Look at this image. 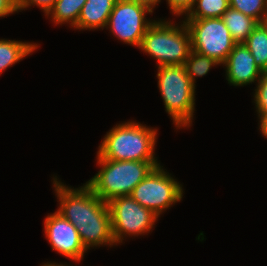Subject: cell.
Segmentation results:
<instances>
[{
    "instance_id": "1",
    "label": "cell",
    "mask_w": 267,
    "mask_h": 266,
    "mask_svg": "<svg viewBox=\"0 0 267 266\" xmlns=\"http://www.w3.org/2000/svg\"><path fill=\"white\" fill-rule=\"evenodd\" d=\"M52 181L59 202L57 212L76 227L84 247L91 250L90 247L116 246L108 203L96 196L86 183L72 188L57 176Z\"/></svg>"
},
{
    "instance_id": "2",
    "label": "cell",
    "mask_w": 267,
    "mask_h": 266,
    "mask_svg": "<svg viewBox=\"0 0 267 266\" xmlns=\"http://www.w3.org/2000/svg\"><path fill=\"white\" fill-rule=\"evenodd\" d=\"M157 128L127 121L112 127L98 147L103 159L116 161H158L155 157Z\"/></svg>"
},
{
    "instance_id": "3",
    "label": "cell",
    "mask_w": 267,
    "mask_h": 266,
    "mask_svg": "<svg viewBox=\"0 0 267 266\" xmlns=\"http://www.w3.org/2000/svg\"><path fill=\"white\" fill-rule=\"evenodd\" d=\"M101 168L86 184L102 201L118 196H130L133 189L157 166L159 161H116L103 159L98 153Z\"/></svg>"
},
{
    "instance_id": "4",
    "label": "cell",
    "mask_w": 267,
    "mask_h": 266,
    "mask_svg": "<svg viewBox=\"0 0 267 266\" xmlns=\"http://www.w3.org/2000/svg\"><path fill=\"white\" fill-rule=\"evenodd\" d=\"M158 88L172 124L176 129L189 128L195 111V89L184 65L157 67ZM176 125V126H175Z\"/></svg>"
},
{
    "instance_id": "5",
    "label": "cell",
    "mask_w": 267,
    "mask_h": 266,
    "mask_svg": "<svg viewBox=\"0 0 267 266\" xmlns=\"http://www.w3.org/2000/svg\"><path fill=\"white\" fill-rule=\"evenodd\" d=\"M155 20L146 30L139 49L156 59L157 67L184 65L191 51V35L184 23Z\"/></svg>"
},
{
    "instance_id": "6",
    "label": "cell",
    "mask_w": 267,
    "mask_h": 266,
    "mask_svg": "<svg viewBox=\"0 0 267 266\" xmlns=\"http://www.w3.org/2000/svg\"><path fill=\"white\" fill-rule=\"evenodd\" d=\"M165 170L161 165L155 167L130 194L141 206L159 217L180 202L184 193L183 185Z\"/></svg>"
},
{
    "instance_id": "7",
    "label": "cell",
    "mask_w": 267,
    "mask_h": 266,
    "mask_svg": "<svg viewBox=\"0 0 267 266\" xmlns=\"http://www.w3.org/2000/svg\"><path fill=\"white\" fill-rule=\"evenodd\" d=\"M108 207L116 246L121 245L127 237L148 235L159 218L152 210L141 206L131 196L115 197L108 202Z\"/></svg>"
},
{
    "instance_id": "8",
    "label": "cell",
    "mask_w": 267,
    "mask_h": 266,
    "mask_svg": "<svg viewBox=\"0 0 267 266\" xmlns=\"http://www.w3.org/2000/svg\"><path fill=\"white\" fill-rule=\"evenodd\" d=\"M183 21L191 35V50L214 58L222 65L236 44L222 18Z\"/></svg>"
},
{
    "instance_id": "9",
    "label": "cell",
    "mask_w": 267,
    "mask_h": 266,
    "mask_svg": "<svg viewBox=\"0 0 267 266\" xmlns=\"http://www.w3.org/2000/svg\"><path fill=\"white\" fill-rule=\"evenodd\" d=\"M147 7L131 0H117L109 16L106 29L121 42L140 47L147 28L155 21L146 19L152 15Z\"/></svg>"
},
{
    "instance_id": "10",
    "label": "cell",
    "mask_w": 267,
    "mask_h": 266,
    "mask_svg": "<svg viewBox=\"0 0 267 266\" xmlns=\"http://www.w3.org/2000/svg\"><path fill=\"white\" fill-rule=\"evenodd\" d=\"M44 233L51 249L71 261L81 262L86 251L76 227L57 211L44 219Z\"/></svg>"
},
{
    "instance_id": "11",
    "label": "cell",
    "mask_w": 267,
    "mask_h": 266,
    "mask_svg": "<svg viewBox=\"0 0 267 266\" xmlns=\"http://www.w3.org/2000/svg\"><path fill=\"white\" fill-rule=\"evenodd\" d=\"M222 67L225 68L228 84L235 87L257 83L263 74L244 43L234 45Z\"/></svg>"
},
{
    "instance_id": "12",
    "label": "cell",
    "mask_w": 267,
    "mask_h": 266,
    "mask_svg": "<svg viewBox=\"0 0 267 266\" xmlns=\"http://www.w3.org/2000/svg\"><path fill=\"white\" fill-rule=\"evenodd\" d=\"M117 0H87L74 30L105 29Z\"/></svg>"
},
{
    "instance_id": "13",
    "label": "cell",
    "mask_w": 267,
    "mask_h": 266,
    "mask_svg": "<svg viewBox=\"0 0 267 266\" xmlns=\"http://www.w3.org/2000/svg\"><path fill=\"white\" fill-rule=\"evenodd\" d=\"M40 44L18 40L0 39V75L7 68L32 55Z\"/></svg>"
},
{
    "instance_id": "14",
    "label": "cell",
    "mask_w": 267,
    "mask_h": 266,
    "mask_svg": "<svg viewBox=\"0 0 267 266\" xmlns=\"http://www.w3.org/2000/svg\"><path fill=\"white\" fill-rule=\"evenodd\" d=\"M221 18L236 44L244 43L252 30L259 24L254 18L231 7L224 12Z\"/></svg>"
},
{
    "instance_id": "15",
    "label": "cell",
    "mask_w": 267,
    "mask_h": 266,
    "mask_svg": "<svg viewBox=\"0 0 267 266\" xmlns=\"http://www.w3.org/2000/svg\"><path fill=\"white\" fill-rule=\"evenodd\" d=\"M87 0H57L54 8L46 16L55 25L69 24L74 28L79 19L83 5Z\"/></svg>"
},
{
    "instance_id": "16",
    "label": "cell",
    "mask_w": 267,
    "mask_h": 266,
    "mask_svg": "<svg viewBox=\"0 0 267 266\" xmlns=\"http://www.w3.org/2000/svg\"><path fill=\"white\" fill-rule=\"evenodd\" d=\"M244 45L250 50L259 68L267 71V22L259 23L247 37Z\"/></svg>"
},
{
    "instance_id": "17",
    "label": "cell",
    "mask_w": 267,
    "mask_h": 266,
    "mask_svg": "<svg viewBox=\"0 0 267 266\" xmlns=\"http://www.w3.org/2000/svg\"><path fill=\"white\" fill-rule=\"evenodd\" d=\"M229 8V0H196L192 10L184 19H206L222 17Z\"/></svg>"
},
{
    "instance_id": "18",
    "label": "cell",
    "mask_w": 267,
    "mask_h": 266,
    "mask_svg": "<svg viewBox=\"0 0 267 266\" xmlns=\"http://www.w3.org/2000/svg\"><path fill=\"white\" fill-rule=\"evenodd\" d=\"M220 65L214 58L204 56L193 50L190 51L188 58L184 62L187 76L192 84L196 86V78L205 76L212 67Z\"/></svg>"
},
{
    "instance_id": "19",
    "label": "cell",
    "mask_w": 267,
    "mask_h": 266,
    "mask_svg": "<svg viewBox=\"0 0 267 266\" xmlns=\"http://www.w3.org/2000/svg\"><path fill=\"white\" fill-rule=\"evenodd\" d=\"M229 7L254 18L258 23L267 22V0H229Z\"/></svg>"
},
{
    "instance_id": "20",
    "label": "cell",
    "mask_w": 267,
    "mask_h": 266,
    "mask_svg": "<svg viewBox=\"0 0 267 266\" xmlns=\"http://www.w3.org/2000/svg\"><path fill=\"white\" fill-rule=\"evenodd\" d=\"M254 91L253 102L259 117L261 114L267 113V71H263Z\"/></svg>"
},
{
    "instance_id": "21",
    "label": "cell",
    "mask_w": 267,
    "mask_h": 266,
    "mask_svg": "<svg viewBox=\"0 0 267 266\" xmlns=\"http://www.w3.org/2000/svg\"><path fill=\"white\" fill-rule=\"evenodd\" d=\"M17 12L25 11V9L31 6L39 7L44 15L47 16L49 12L54 8L57 0H14Z\"/></svg>"
},
{
    "instance_id": "22",
    "label": "cell",
    "mask_w": 267,
    "mask_h": 266,
    "mask_svg": "<svg viewBox=\"0 0 267 266\" xmlns=\"http://www.w3.org/2000/svg\"><path fill=\"white\" fill-rule=\"evenodd\" d=\"M196 0H166L172 15L186 17L192 10Z\"/></svg>"
},
{
    "instance_id": "23",
    "label": "cell",
    "mask_w": 267,
    "mask_h": 266,
    "mask_svg": "<svg viewBox=\"0 0 267 266\" xmlns=\"http://www.w3.org/2000/svg\"><path fill=\"white\" fill-rule=\"evenodd\" d=\"M17 13L14 0H0V17H7Z\"/></svg>"
},
{
    "instance_id": "24",
    "label": "cell",
    "mask_w": 267,
    "mask_h": 266,
    "mask_svg": "<svg viewBox=\"0 0 267 266\" xmlns=\"http://www.w3.org/2000/svg\"><path fill=\"white\" fill-rule=\"evenodd\" d=\"M259 123H258V127H259V131L260 134H262V137L267 138V113L261 114L258 117Z\"/></svg>"
},
{
    "instance_id": "25",
    "label": "cell",
    "mask_w": 267,
    "mask_h": 266,
    "mask_svg": "<svg viewBox=\"0 0 267 266\" xmlns=\"http://www.w3.org/2000/svg\"><path fill=\"white\" fill-rule=\"evenodd\" d=\"M131 1L147 7L151 12H154L156 6L161 2V0H131Z\"/></svg>"
},
{
    "instance_id": "26",
    "label": "cell",
    "mask_w": 267,
    "mask_h": 266,
    "mask_svg": "<svg viewBox=\"0 0 267 266\" xmlns=\"http://www.w3.org/2000/svg\"><path fill=\"white\" fill-rule=\"evenodd\" d=\"M41 266H72L71 264H66V263H56L55 261L54 262H46V263H42Z\"/></svg>"
}]
</instances>
